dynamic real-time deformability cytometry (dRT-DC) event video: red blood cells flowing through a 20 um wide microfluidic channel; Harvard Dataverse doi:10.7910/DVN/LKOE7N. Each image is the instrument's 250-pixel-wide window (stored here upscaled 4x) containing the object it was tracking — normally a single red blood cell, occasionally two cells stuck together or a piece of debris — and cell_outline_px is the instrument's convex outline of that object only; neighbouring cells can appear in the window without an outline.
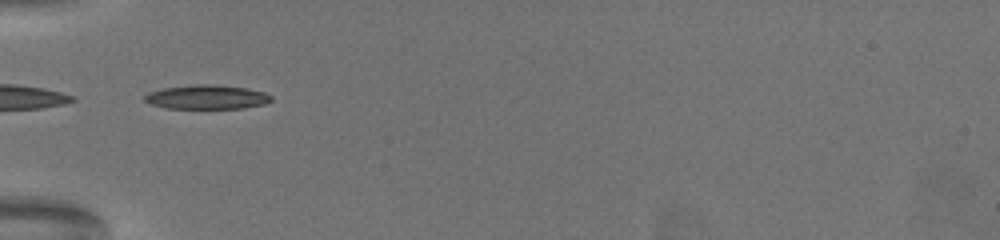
{"species": "common noctule bat (a hibernating species)", "species_latin": "Nyctalus noctula", "temperature_condition": "warm", "stored_images_in_passage": 41, "camera_frame_rate_fps": 3000, "um_per_image_px": 0.085, "animal": {"sex": "female", "body_mass_g": 19.5, "forearm_length_mm": 54.1}, "frame": {"image": 1, "passage_image": 1, "time_ms": 0.0, "image_size_px": [1000, 240], "cell_outline_px": [[272, 100], [264, 104], [244, 108], [164, 108], [152, 104], [144, 100], [144, 96], [148, 92], [164, 88], [196, 84], [212, 84], [248, 88], [264, 92], [272, 96]], "centroid_in_image_um": [17.59, 8.24], "position_along_channel_um": 67.4, "area_um2": 17.8}}
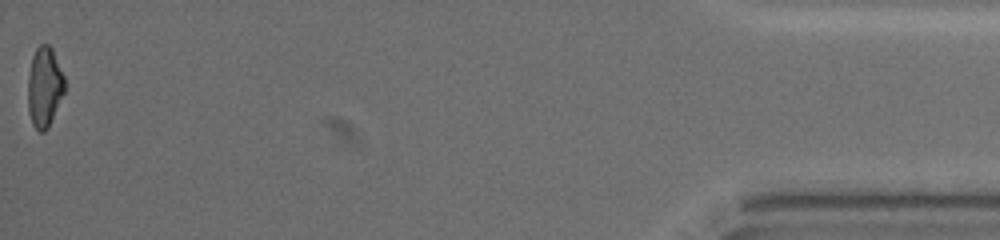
{"frame": {"image": 2, "passage_image": 41, "time_ms": 13.333, "image_size_px": [1000, 240], "cell_outline_px": [[64, 92], [48, 128], [44, 132], [40, 132], [32, 124], [28, 112], [28, 76], [32, 56], [36, 48], [40, 44], [48, 44], [52, 48], [64, 76]], "centroid_in_image_um": [3.76, 7.39], "position_along_channel_um": 431.4, "area_um2": 17.11}, "authors_computed_cell_mechanics": {"area_um2": 17.8024, "velocity_mm_per_s": 3.4009, "shape_relaxation_time_tau1_ms": null, "shape_relaxation_time_tau2_ms": 1.8513, "deformation_change_tau1": null, "deformation_change_tau2": 0.0598}}